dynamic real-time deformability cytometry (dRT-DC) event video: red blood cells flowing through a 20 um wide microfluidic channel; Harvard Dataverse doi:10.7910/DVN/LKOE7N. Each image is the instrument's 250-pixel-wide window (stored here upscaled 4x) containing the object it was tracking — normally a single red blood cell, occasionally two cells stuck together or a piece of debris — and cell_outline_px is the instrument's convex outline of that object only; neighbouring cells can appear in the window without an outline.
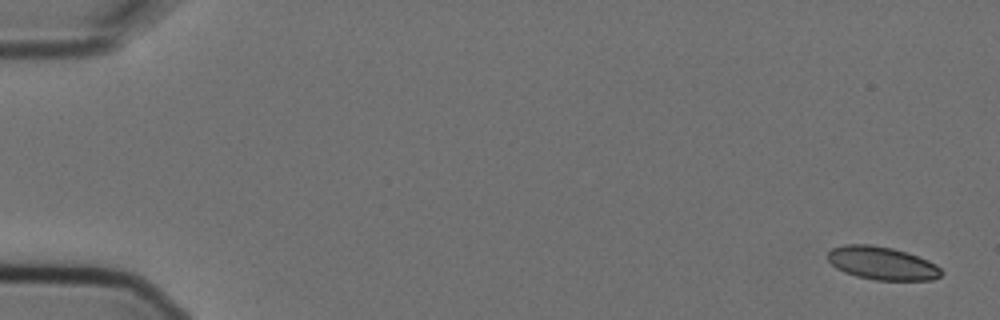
{"species": "Egyptian fruit bat (a non-hibernating species)", "species_latin": "Rousettus aegyptiacus", "temperature_condition": "cold", "stored_images_in_passage": 5, "camera_frame_rate_fps": 3000, "um_per_image_px": 0.085, "animal": {"sex": "female"}, "frame": {"image": 1, "passage_image": 1, "time_ms": 0.0, "image_size_px": [1000, 320], "cell_outline_px": [[944, 272], [940, 276], [932, 280], [876, 280], [856, 276], [844, 272], [836, 268], [828, 260], [828, 252], [832, 248], [844, 244], [872, 244], [892, 248], [908, 252], [928, 260], [936, 264]], "centroid_in_image_um": [74.98, 22.37], "position_along_channel_um": 10.0, "area_um2": 22.08}}
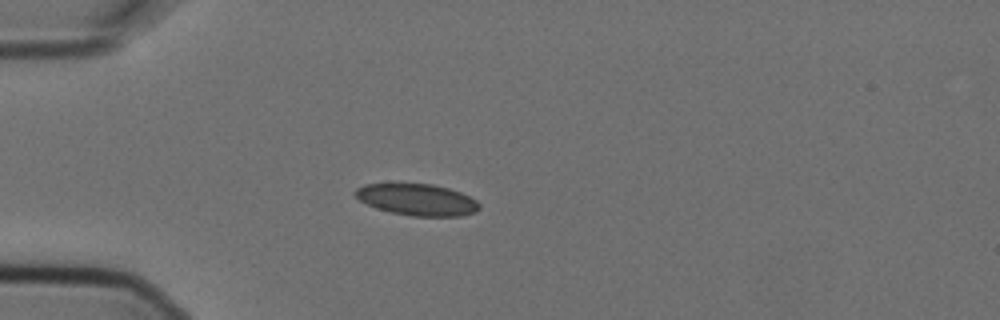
{"frame": {"image": 2, "passage_image": 5, "time_ms": 1.333, "image_size_px": [1000, 320], "cell_outline_px": [[480, 208], [476, 212], [460, 216], [412, 216], [392, 212], [376, 208], [360, 200], [352, 192], [356, 188], [364, 184], [432, 184], [448, 188], [460, 192], [476, 200], [480, 204]], "centroid_in_image_um": [35.46, 16.97], "position_along_channel_um": 49.5, "area_um2": 22.72}}